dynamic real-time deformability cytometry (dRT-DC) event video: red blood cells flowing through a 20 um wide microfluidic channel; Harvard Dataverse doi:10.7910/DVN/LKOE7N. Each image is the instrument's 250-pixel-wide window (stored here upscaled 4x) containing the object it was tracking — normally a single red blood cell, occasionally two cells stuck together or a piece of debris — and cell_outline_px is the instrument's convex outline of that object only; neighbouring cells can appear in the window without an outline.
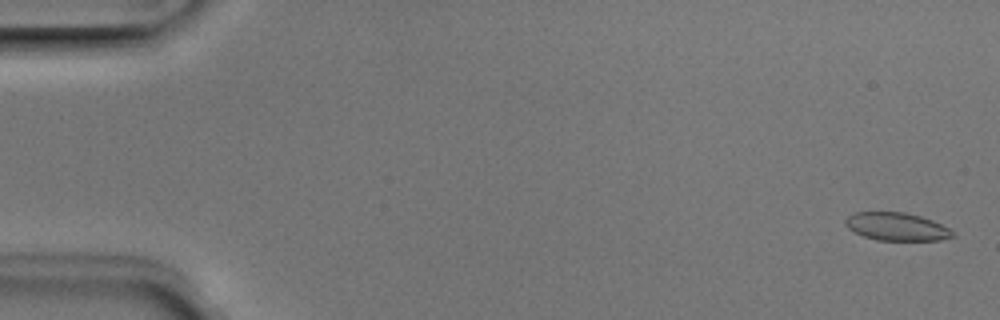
{"species": "Egyptian fruit bat (a non-hibernating species)", "species_latin": "Rousettus aegyptiacus", "temperature_condition": "room temperature", "stored_images_in_passage": 6, "camera_frame_rate_fps": 3000, "um_per_image_px": 0.085, "animal": {"sex": "male"}, "frame": {"image": 1, "passage_image": 6, "time_ms": 1.667, "image_size_px": [1000, 320], "cell_outline_px": [[952, 236], [940, 240], [876, 240], [864, 236], [848, 228], [844, 224], [844, 220], [848, 216], [856, 212], [904, 212], [920, 216], [932, 220], [948, 228], [952, 232]], "centroid_in_image_um": [76.17, 19.26], "position_along_channel_um": 8.8, "area_um2": 17.22}}